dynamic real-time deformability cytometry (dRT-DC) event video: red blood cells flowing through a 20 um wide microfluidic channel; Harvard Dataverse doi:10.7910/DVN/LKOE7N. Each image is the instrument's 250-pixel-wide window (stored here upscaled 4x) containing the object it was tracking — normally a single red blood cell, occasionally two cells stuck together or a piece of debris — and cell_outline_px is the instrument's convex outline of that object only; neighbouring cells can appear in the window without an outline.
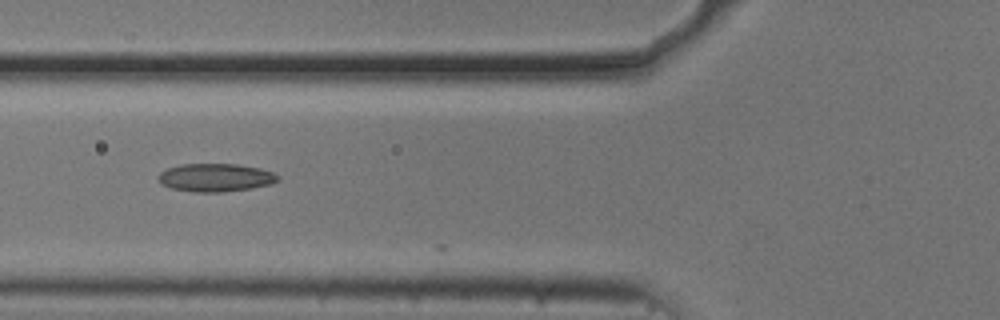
{"species": "common noctule bat (a hibernating species)", "species_latin": "Nyctalus noctula", "temperature_condition": "cold", "stored_images_in_passage": 35, "camera_frame_rate_fps": 3000, "um_per_image_px": 0.085, "animal": {"sex": "male", "body_mass_g": 20.5, "forearm_length_mm": 52.5}, "frame": {"image": 1, "passage_image": 11, "time_ms": 3.333, "image_size_px": [1000, 320], "cell_outline_px": [[276, 180], [272, 184], [248, 188], [220, 192], [196, 192], [172, 188], [160, 184], [160, 172], [168, 168], [180, 164], [236, 164], [260, 168], [272, 172], [276, 176]], "centroid_in_image_um": [18.28, 15.08], "position_along_channel_um": 107.5, "area_um2": 19.19}}
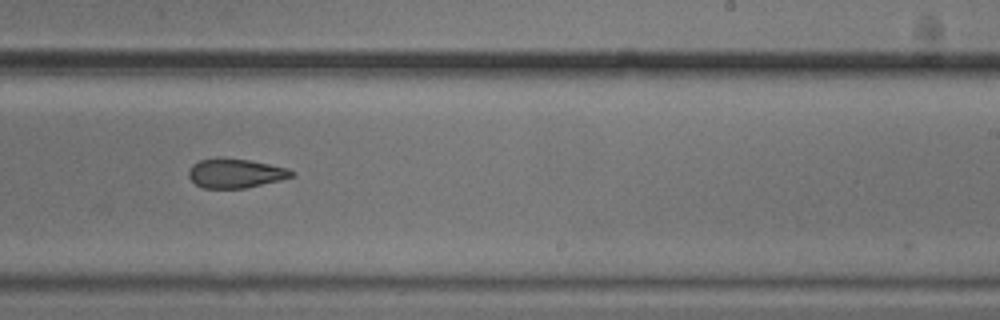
{"frame": {"image": 2, "passage_image": 24, "time_ms": 7.667, "image_size_px": [1000, 320], "cell_outline_px": [[296, 172], [292, 176], [280, 180], [244, 188], [204, 188], [196, 184], [188, 176], [188, 172], [192, 164], [200, 160], [216, 156], [220, 156], [248, 160], [288, 168]], "centroid_in_image_um": [19.98, 14.7], "position_along_channel_um": 269.0, "area_um2": 17.63}}
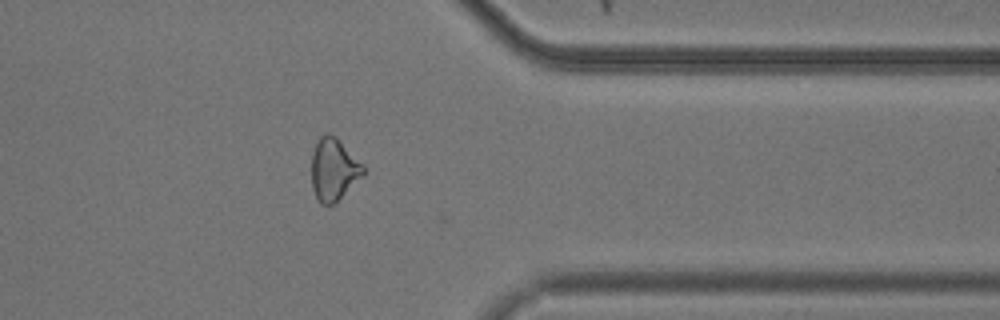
{"frame": {"image": 3, "passage_image": 34, "time_ms": 11.0, "image_size_px": [1000, 320], "cell_outline_px": [[364, 172], [332, 204], [320, 204], [312, 188], [312, 152], [320, 136], [324, 132], [328, 132], [336, 136], [364, 168]], "centroid_in_image_um": [28.29, 14.35], "position_along_channel_um": 383.1, "area_um2": 17.98}, "authors_computed_cell_mechanics": {"area_um2": 17.9758, "velocity_mm_per_s": 3.7162, "shape_relaxation_time_tau1_ms": null, "shape_relaxation_time_tau2_ms": 2.9053, "deformation_change_tau1": null, "deformation_change_tau2": 0.113}}